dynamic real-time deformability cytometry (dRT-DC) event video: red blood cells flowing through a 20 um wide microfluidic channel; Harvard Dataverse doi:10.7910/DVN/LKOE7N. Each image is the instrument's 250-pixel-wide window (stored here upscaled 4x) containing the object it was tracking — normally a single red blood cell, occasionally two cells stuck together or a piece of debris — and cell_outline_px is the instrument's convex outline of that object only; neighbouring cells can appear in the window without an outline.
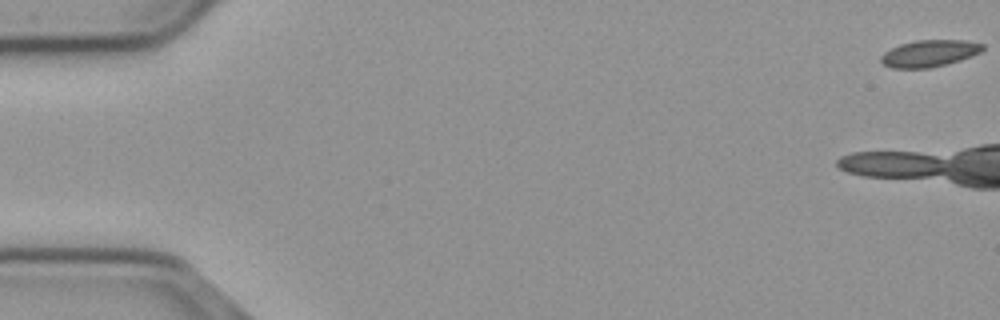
{"species": "common noctule bat (a hibernating species)", "species_latin": "Nyctalus noctula", "temperature_condition": "cold", "stored_images_in_passage": 6, "camera_frame_rate_fps": 3000, "um_per_image_px": 0.085, "animal": {"sex": "male", "body_mass_g": 23.1, "forearm_length_mm": 52.7}, "frame": {"image": 1, "passage_image": 1, "time_ms": 0.0, "image_size_px": [1000, 320], "cell_outline_px": [[984, 48], [980, 52], [972, 56], [948, 64], [928, 68], [892, 68], [884, 64], [880, 60], [880, 56], [884, 52], [900, 44], [916, 40], [964, 40], [984, 44]], "centroid_in_image_um": [79.0, 4.53], "position_along_channel_um": 6.0, "area_um2": 15.9}}